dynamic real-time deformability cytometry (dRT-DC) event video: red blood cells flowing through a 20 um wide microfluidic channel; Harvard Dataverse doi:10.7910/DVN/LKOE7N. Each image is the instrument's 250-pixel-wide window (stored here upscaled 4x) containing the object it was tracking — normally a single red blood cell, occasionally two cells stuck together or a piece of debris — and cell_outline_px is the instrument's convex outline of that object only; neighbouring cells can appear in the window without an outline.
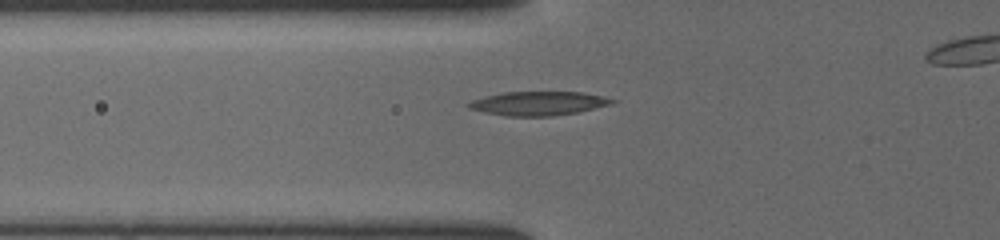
{"species": "common noctule bat (a hibernating species)", "species_latin": "Nyctalus noctula", "temperature_condition": "cold", "stored_images_in_passage": 29, "camera_frame_rate_fps": 3000, "um_per_image_px": 0.085, "animal": {"sex": "female", "body_mass_g": 19.5, "forearm_length_mm": 54.1}, "frame": {"image": 1, "passage_image": 2, "time_ms": 0.333, "image_size_px": [1000, 240], "cell_outline_px": [[616, 100], [612, 104], [576, 112], [552, 116], [504, 116], [484, 112], [468, 108], [464, 104], [472, 100], [484, 96], [504, 92], [584, 92]], "centroid_in_image_um": [45.69, 8.79], "position_along_channel_um": 80.1, "area_um2": 19.94}}
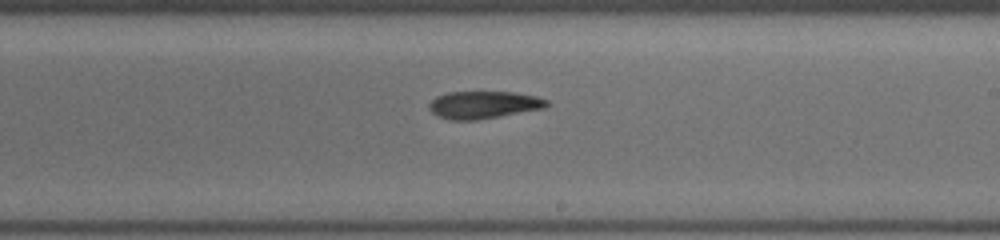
{"frame": {"image": 2, "passage_image": 14, "time_ms": 4.333, "image_size_px": [1000, 240], "cell_outline_px": [[552, 104], [544, 108], [500, 116], [476, 120], [448, 120], [436, 116], [428, 108], [428, 104], [436, 96], [448, 92], [516, 92], [536, 96], [548, 100]], "centroid_in_image_um": [41.1, 8.91], "position_along_channel_um": 247.9, "area_um2": 19.02}}
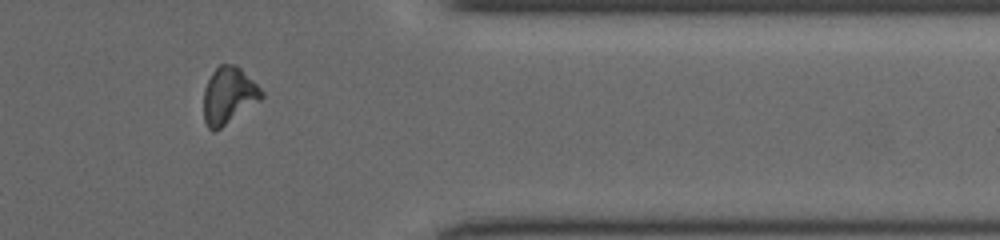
{"frame": {"image": 3, "passage_image": 25, "time_ms": 8.0, "image_size_px": [1000, 240], "cell_outline_px": [[264, 96], [260, 100], [216, 132], [212, 132], [208, 128], [204, 120], [204, 88], [212, 72], [220, 64], [236, 64], [264, 92]], "centroid_in_image_um": [19.42, 8.14], "position_along_channel_um": 392.0, "area_um2": 19.13}}